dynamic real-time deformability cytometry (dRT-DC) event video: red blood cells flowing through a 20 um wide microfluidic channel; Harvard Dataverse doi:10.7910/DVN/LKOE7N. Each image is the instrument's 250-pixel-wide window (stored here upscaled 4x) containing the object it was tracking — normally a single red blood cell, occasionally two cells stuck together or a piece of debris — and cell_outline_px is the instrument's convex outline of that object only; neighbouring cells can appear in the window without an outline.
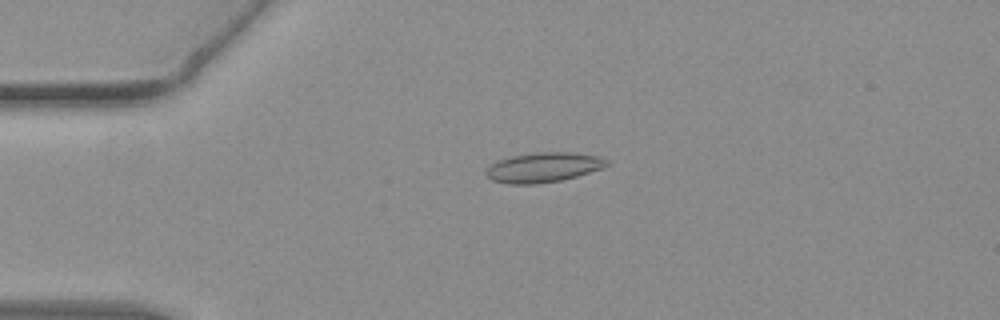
{"species": "common noctule bat (a hibernating species)", "species_latin": "Nyctalus noctula", "temperature_condition": "warm", "stored_images_in_passage": 54, "camera_frame_rate_fps": 3000, "um_per_image_px": 0.085, "animal": {"sex": "female", "body_mass_g": 19.3, "forearm_length_mm": 54.1}, "frame": {"image": 1, "passage_image": 13, "time_ms": 4.0, "image_size_px": [1000, 320], "cell_outline_px": [[608, 164], [600, 168], [576, 176], [560, 180], [536, 184], [508, 184], [492, 180], [484, 172], [496, 160], [512, 156], [536, 152], [576, 152], [600, 156], [608, 160]], "centroid_in_image_um": [46.17, 14.21], "position_along_channel_um": 38.8, "area_um2": 20.87}}
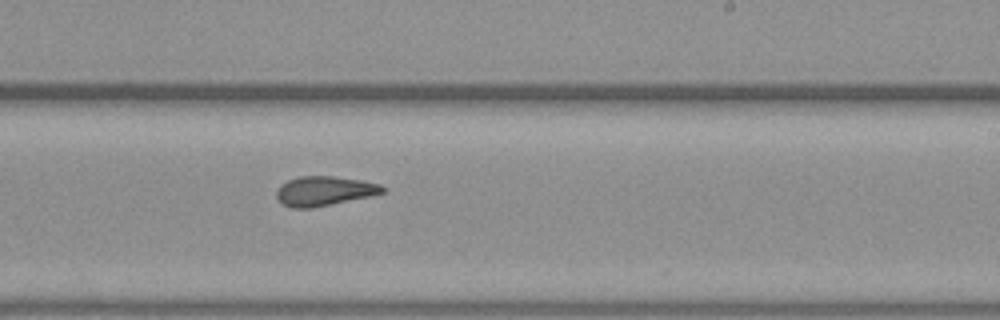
{"frame": {"image": 2, "passage_image": 33, "time_ms": 10.667, "image_size_px": [1000, 320], "cell_outline_px": [[388, 188], [384, 192], [368, 196], [312, 208], [292, 208], [280, 204], [276, 196], [276, 192], [280, 184], [288, 180], [300, 176], [332, 176], [360, 180], [380, 184]], "centroid_in_image_um": [27.52, 16.23], "position_along_channel_um": 261.5, "area_um2": 18.21}}
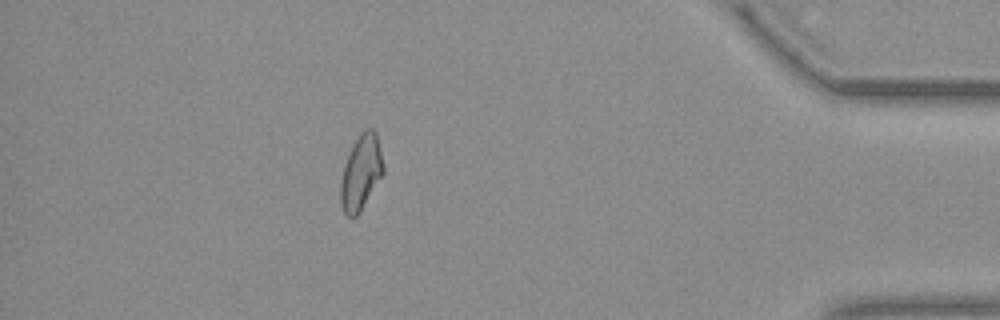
{"frame": {"image": 3, "passage_image": 48, "time_ms": 15.667, "image_size_px": [1000, 320], "cell_outline_px": [[384, 172], [356, 216], [348, 216], [344, 212], [340, 204], [340, 180], [344, 164], [352, 144], [360, 132], [364, 128], [372, 128], [376, 132], [384, 164]], "centroid_in_image_um": [30.67, 14.6], "position_along_channel_um": 404.5, "area_um2": 18.61}, "authors_computed_cell_mechanics": {"area_um2": 18.8428, "velocity_mm_per_s": 3.8273, "shape_relaxation_time_tau1_ms": 8.6384, "shape_relaxation_time_tau2_ms": 2.5659, "deformation_change_tau1": 0.2224, "deformation_change_tau2": 0.1066}}